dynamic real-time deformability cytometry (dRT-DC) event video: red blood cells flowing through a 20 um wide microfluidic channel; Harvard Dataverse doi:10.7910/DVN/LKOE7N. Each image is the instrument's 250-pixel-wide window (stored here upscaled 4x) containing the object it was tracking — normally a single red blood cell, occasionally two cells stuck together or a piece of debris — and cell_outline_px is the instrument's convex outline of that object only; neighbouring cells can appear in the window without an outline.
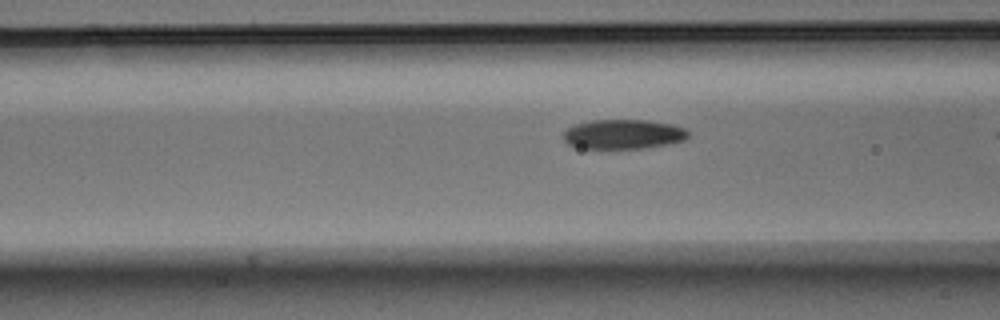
{"species": "Egyptian fruit bat (a non-hibernating species)", "species_latin": "Rousettus aegyptiacus", "temperature_condition": "warm", "stored_images_in_passage": 37, "camera_frame_rate_fps": 3000, "um_per_image_px": 0.085, "animal": {"sex": "male"}, "frame": {"image": 1, "passage_image": 15, "time_ms": 4.667, "image_size_px": [1000, 320], "cell_outline_px": [[688, 136], [684, 140], [668, 144], [644, 148], [580, 148], [568, 144], [564, 140], [564, 132], [568, 128], [576, 124], [592, 120], [648, 120], [672, 124], [684, 128], [688, 132]], "centroid_in_image_um": [52.99, 11.4], "position_along_channel_um": 113.6, "area_um2": 21.39}}
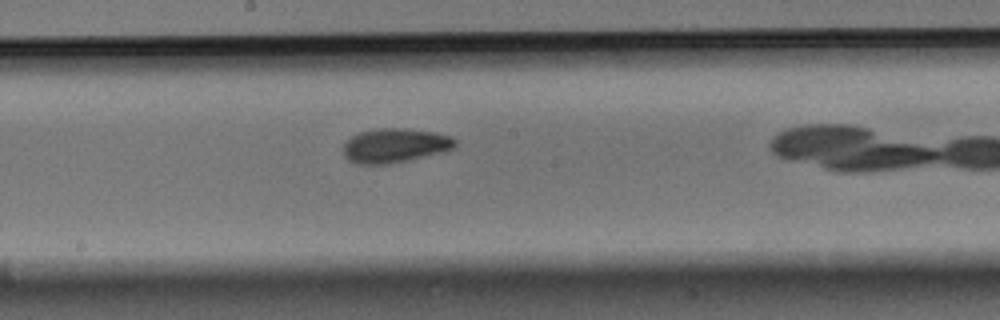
{"frame": {"image": 2, "passage_image": 23, "time_ms": 7.333, "image_size_px": [1000, 320], "cell_outline_px": [[456, 144], [452, 148], [440, 152], [408, 160], [388, 164], [356, 164], [348, 160], [344, 156], [344, 144], [352, 136], [360, 132], [380, 128], [408, 128], [436, 132], [452, 136], [456, 140]], "centroid_in_image_um": [33.56, 12.36], "position_along_channel_um": 214.6, "area_um2": 22.25}}
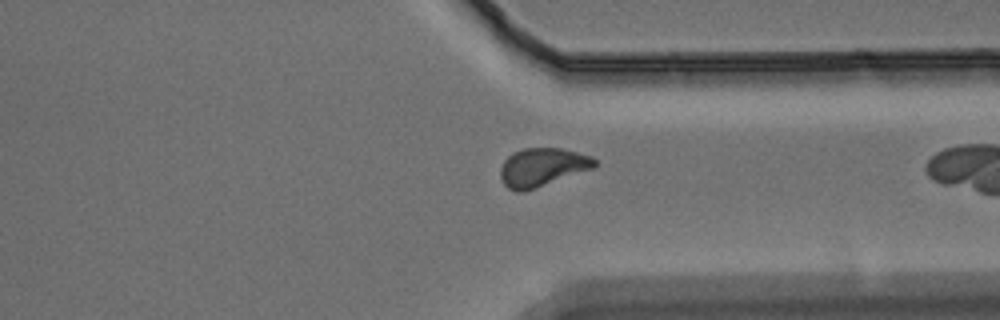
{"frame": {"image": 3, "passage_image": 35, "time_ms": 11.333, "image_size_px": [1000, 320], "cell_outline_px": [[596, 164], [592, 168], [524, 192], [516, 192], [508, 188], [504, 184], [500, 176], [500, 168], [504, 160], [512, 152], [524, 148], [560, 148], [592, 156], [596, 160]], "centroid_in_image_um": [46.05, 14.21], "position_along_channel_um": 365.4, "area_um2": 20.92}}